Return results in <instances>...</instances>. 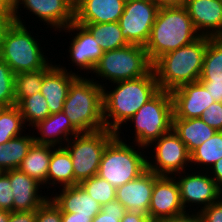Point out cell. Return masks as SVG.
Returning a JSON list of instances; mask_svg holds the SVG:
<instances>
[{"label":"cell","mask_w":222,"mask_h":222,"mask_svg":"<svg viewBox=\"0 0 222 222\" xmlns=\"http://www.w3.org/2000/svg\"><path fill=\"white\" fill-rule=\"evenodd\" d=\"M37 27L38 25L33 27L14 22L5 35L0 52V58L6 62L14 74L45 69L54 60V43H52L51 46L48 42L49 40L43 38L50 34V38L52 39V32L42 29V27ZM42 30L45 31L43 32ZM34 31L37 32L35 33ZM40 32H47L48 35H38ZM48 45L53 50H51ZM49 55L53 58H50Z\"/></svg>","instance_id":"1"},{"label":"cell","mask_w":222,"mask_h":222,"mask_svg":"<svg viewBox=\"0 0 222 222\" xmlns=\"http://www.w3.org/2000/svg\"><path fill=\"white\" fill-rule=\"evenodd\" d=\"M160 88L152 69L147 75L103 87L105 128L117 132Z\"/></svg>","instance_id":"2"},{"label":"cell","mask_w":222,"mask_h":222,"mask_svg":"<svg viewBox=\"0 0 222 222\" xmlns=\"http://www.w3.org/2000/svg\"><path fill=\"white\" fill-rule=\"evenodd\" d=\"M173 115L171 92L160 90L125 122L116 132V136L123 141L146 148L172 130Z\"/></svg>","instance_id":"3"},{"label":"cell","mask_w":222,"mask_h":222,"mask_svg":"<svg viewBox=\"0 0 222 222\" xmlns=\"http://www.w3.org/2000/svg\"><path fill=\"white\" fill-rule=\"evenodd\" d=\"M200 36L184 6L162 7L158 9L145 50L154 64L162 55L188 45Z\"/></svg>","instance_id":"4"},{"label":"cell","mask_w":222,"mask_h":222,"mask_svg":"<svg viewBox=\"0 0 222 222\" xmlns=\"http://www.w3.org/2000/svg\"><path fill=\"white\" fill-rule=\"evenodd\" d=\"M209 36H200L194 42L162 55L154 64L160 90L172 91L187 83L198 82Z\"/></svg>","instance_id":"5"},{"label":"cell","mask_w":222,"mask_h":222,"mask_svg":"<svg viewBox=\"0 0 222 222\" xmlns=\"http://www.w3.org/2000/svg\"><path fill=\"white\" fill-rule=\"evenodd\" d=\"M103 103V88L90 76H78L71 83L63 112L80 133L102 130Z\"/></svg>","instance_id":"6"},{"label":"cell","mask_w":222,"mask_h":222,"mask_svg":"<svg viewBox=\"0 0 222 222\" xmlns=\"http://www.w3.org/2000/svg\"><path fill=\"white\" fill-rule=\"evenodd\" d=\"M152 69L153 63L145 47L129 44L120 49L103 52L90 77L103 88L108 84L143 77Z\"/></svg>","instance_id":"7"},{"label":"cell","mask_w":222,"mask_h":222,"mask_svg":"<svg viewBox=\"0 0 222 222\" xmlns=\"http://www.w3.org/2000/svg\"><path fill=\"white\" fill-rule=\"evenodd\" d=\"M146 156V148L115 136L103 151L97 175L117 188L147 170Z\"/></svg>","instance_id":"8"},{"label":"cell","mask_w":222,"mask_h":222,"mask_svg":"<svg viewBox=\"0 0 222 222\" xmlns=\"http://www.w3.org/2000/svg\"><path fill=\"white\" fill-rule=\"evenodd\" d=\"M58 32L54 33L55 34V35H53L54 40L58 37L61 38V36L63 37L64 34H66L65 36L68 35L67 37H68V40H70V41L66 40L67 38H64L61 42L59 41L60 38H58L54 41V42L57 41V43H58V46L54 48L55 50L61 46L63 48V49L62 48L60 49L61 52H64V50H66L65 53H66L67 60H66L65 56H63L62 57L63 63L59 62L57 64L63 70L73 73L77 76L91 75V73L94 71L96 64L99 62V59L103 55V51L99 47L95 38L91 35V33L83 25H80V24L76 23L75 21L72 22L67 28L60 30ZM59 34H60V36H58ZM56 35H57V37H56ZM64 41H66V42H64ZM59 44H61V45L59 46ZM65 44L67 46L66 48L64 47ZM64 59L68 62L69 66H67V63L64 64V62H66Z\"/></svg>","instance_id":"9"},{"label":"cell","mask_w":222,"mask_h":222,"mask_svg":"<svg viewBox=\"0 0 222 222\" xmlns=\"http://www.w3.org/2000/svg\"><path fill=\"white\" fill-rule=\"evenodd\" d=\"M115 136L116 132L107 128L81 132L64 145L71 155L74 186L98 174L103 151Z\"/></svg>","instance_id":"10"},{"label":"cell","mask_w":222,"mask_h":222,"mask_svg":"<svg viewBox=\"0 0 222 222\" xmlns=\"http://www.w3.org/2000/svg\"><path fill=\"white\" fill-rule=\"evenodd\" d=\"M12 15L15 22L20 24L34 26L38 23L40 27L43 23L42 27L52 34L74 22V8L67 0H14Z\"/></svg>","instance_id":"11"},{"label":"cell","mask_w":222,"mask_h":222,"mask_svg":"<svg viewBox=\"0 0 222 222\" xmlns=\"http://www.w3.org/2000/svg\"><path fill=\"white\" fill-rule=\"evenodd\" d=\"M146 155L147 169L158 176H174L191 168L190 153L173 129L146 147Z\"/></svg>","instance_id":"12"},{"label":"cell","mask_w":222,"mask_h":222,"mask_svg":"<svg viewBox=\"0 0 222 222\" xmlns=\"http://www.w3.org/2000/svg\"><path fill=\"white\" fill-rule=\"evenodd\" d=\"M174 177L185 211L200 212L222 197V190L206 171L190 168Z\"/></svg>","instance_id":"13"},{"label":"cell","mask_w":222,"mask_h":222,"mask_svg":"<svg viewBox=\"0 0 222 222\" xmlns=\"http://www.w3.org/2000/svg\"><path fill=\"white\" fill-rule=\"evenodd\" d=\"M159 7L151 0H126L118 23L129 44H147Z\"/></svg>","instance_id":"14"},{"label":"cell","mask_w":222,"mask_h":222,"mask_svg":"<svg viewBox=\"0 0 222 222\" xmlns=\"http://www.w3.org/2000/svg\"><path fill=\"white\" fill-rule=\"evenodd\" d=\"M185 212L181 203L180 192L174 176H158L154 173L148 216L152 222Z\"/></svg>","instance_id":"15"},{"label":"cell","mask_w":222,"mask_h":222,"mask_svg":"<svg viewBox=\"0 0 222 222\" xmlns=\"http://www.w3.org/2000/svg\"><path fill=\"white\" fill-rule=\"evenodd\" d=\"M173 118H199L215 101L198 81L183 84L171 91Z\"/></svg>","instance_id":"16"},{"label":"cell","mask_w":222,"mask_h":222,"mask_svg":"<svg viewBox=\"0 0 222 222\" xmlns=\"http://www.w3.org/2000/svg\"><path fill=\"white\" fill-rule=\"evenodd\" d=\"M13 192V211H33L49 197L43 186L19 168L4 171ZM43 192V193H42ZM44 194V195H43Z\"/></svg>","instance_id":"17"},{"label":"cell","mask_w":222,"mask_h":222,"mask_svg":"<svg viewBox=\"0 0 222 222\" xmlns=\"http://www.w3.org/2000/svg\"><path fill=\"white\" fill-rule=\"evenodd\" d=\"M184 7L201 36H222V4L219 0H187Z\"/></svg>","instance_id":"18"},{"label":"cell","mask_w":222,"mask_h":222,"mask_svg":"<svg viewBox=\"0 0 222 222\" xmlns=\"http://www.w3.org/2000/svg\"><path fill=\"white\" fill-rule=\"evenodd\" d=\"M154 172L146 170L138 178L116 188V200L126 211L140 212L148 215Z\"/></svg>","instance_id":"19"},{"label":"cell","mask_w":222,"mask_h":222,"mask_svg":"<svg viewBox=\"0 0 222 222\" xmlns=\"http://www.w3.org/2000/svg\"><path fill=\"white\" fill-rule=\"evenodd\" d=\"M31 130L35 143L54 147H63L73 136L80 133L63 111L49 115Z\"/></svg>","instance_id":"20"},{"label":"cell","mask_w":222,"mask_h":222,"mask_svg":"<svg viewBox=\"0 0 222 222\" xmlns=\"http://www.w3.org/2000/svg\"><path fill=\"white\" fill-rule=\"evenodd\" d=\"M54 191L49 197L62 213H77V215L89 216L93 219L101 211L102 206L79 184L61 187Z\"/></svg>","instance_id":"21"},{"label":"cell","mask_w":222,"mask_h":222,"mask_svg":"<svg viewBox=\"0 0 222 222\" xmlns=\"http://www.w3.org/2000/svg\"><path fill=\"white\" fill-rule=\"evenodd\" d=\"M77 77L63 70L57 63L44 74L41 94L47 100L50 115L63 111L71 83Z\"/></svg>","instance_id":"22"},{"label":"cell","mask_w":222,"mask_h":222,"mask_svg":"<svg viewBox=\"0 0 222 222\" xmlns=\"http://www.w3.org/2000/svg\"><path fill=\"white\" fill-rule=\"evenodd\" d=\"M126 0H82L74 8L76 23L118 22Z\"/></svg>","instance_id":"23"},{"label":"cell","mask_w":222,"mask_h":222,"mask_svg":"<svg viewBox=\"0 0 222 222\" xmlns=\"http://www.w3.org/2000/svg\"><path fill=\"white\" fill-rule=\"evenodd\" d=\"M66 186H74L71 155L64 146L55 147L49 162L46 192L49 191L50 195L54 190Z\"/></svg>","instance_id":"24"},{"label":"cell","mask_w":222,"mask_h":222,"mask_svg":"<svg viewBox=\"0 0 222 222\" xmlns=\"http://www.w3.org/2000/svg\"><path fill=\"white\" fill-rule=\"evenodd\" d=\"M54 148L34 142L19 167L22 172L39 182L44 191L47 189V173Z\"/></svg>","instance_id":"25"},{"label":"cell","mask_w":222,"mask_h":222,"mask_svg":"<svg viewBox=\"0 0 222 222\" xmlns=\"http://www.w3.org/2000/svg\"><path fill=\"white\" fill-rule=\"evenodd\" d=\"M172 129L184 142L189 153L216 133L200 118H173Z\"/></svg>","instance_id":"26"},{"label":"cell","mask_w":222,"mask_h":222,"mask_svg":"<svg viewBox=\"0 0 222 222\" xmlns=\"http://www.w3.org/2000/svg\"><path fill=\"white\" fill-rule=\"evenodd\" d=\"M28 131L0 144V168L4 171L18 169L27 156L30 147L35 142L32 130Z\"/></svg>","instance_id":"27"},{"label":"cell","mask_w":222,"mask_h":222,"mask_svg":"<svg viewBox=\"0 0 222 222\" xmlns=\"http://www.w3.org/2000/svg\"><path fill=\"white\" fill-rule=\"evenodd\" d=\"M83 25L95 38L103 52L128 46L118 22L109 23H78Z\"/></svg>","instance_id":"28"},{"label":"cell","mask_w":222,"mask_h":222,"mask_svg":"<svg viewBox=\"0 0 222 222\" xmlns=\"http://www.w3.org/2000/svg\"><path fill=\"white\" fill-rule=\"evenodd\" d=\"M221 158L222 131H216L211 138L201 143L190 153L191 168L208 172L213 164Z\"/></svg>","instance_id":"29"},{"label":"cell","mask_w":222,"mask_h":222,"mask_svg":"<svg viewBox=\"0 0 222 222\" xmlns=\"http://www.w3.org/2000/svg\"><path fill=\"white\" fill-rule=\"evenodd\" d=\"M199 82H222V36L210 37Z\"/></svg>","instance_id":"30"},{"label":"cell","mask_w":222,"mask_h":222,"mask_svg":"<svg viewBox=\"0 0 222 222\" xmlns=\"http://www.w3.org/2000/svg\"><path fill=\"white\" fill-rule=\"evenodd\" d=\"M54 59L45 69L15 74V105L23 98L41 92L44 74L60 59Z\"/></svg>","instance_id":"31"},{"label":"cell","mask_w":222,"mask_h":222,"mask_svg":"<svg viewBox=\"0 0 222 222\" xmlns=\"http://www.w3.org/2000/svg\"><path fill=\"white\" fill-rule=\"evenodd\" d=\"M29 128L26 126L22 114L17 107L13 105L5 107L0 113V144L18 137Z\"/></svg>","instance_id":"32"},{"label":"cell","mask_w":222,"mask_h":222,"mask_svg":"<svg viewBox=\"0 0 222 222\" xmlns=\"http://www.w3.org/2000/svg\"><path fill=\"white\" fill-rule=\"evenodd\" d=\"M17 107L19 108L24 122L29 129L50 115L47 100L41 92L23 98L17 104Z\"/></svg>","instance_id":"33"},{"label":"cell","mask_w":222,"mask_h":222,"mask_svg":"<svg viewBox=\"0 0 222 222\" xmlns=\"http://www.w3.org/2000/svg\"><path fill=\"white\" fill-rule=\"evenodd\" d=\"M79 185L101 206L116 200V188L98 175L82 181Z\"/></svg>","instance_id":"34"},{"label":"cell","mask_w":222,"mask_h":222,"mask_svg":"<svg viewBox=\"0 0 222 222\" xmlns=\"http://www.w3.org/2000/svg\"><path fill=\"white\" fill-rule=\"evenodd\" d=\"M0 104L5 107L15 105V74L0 58Z\"/></svg>","instance_id":"35"},{"label":"cell","mask_w":222,"mask_h":222,"mask_svg":"<svg viewBox=\"0 0 222 222\" xmlns=\"http://www.w3.org/2000/svg\"><path fill=\"white\" fill-rule=\"evenodd\" d=\"M124 206L117 200L104 204L101 211L91 220V222H120L124 213Z\"/></svg>","instance_id":"36"},{"label":"cell","mask_w":222,"mask_h":222,"mask_svg":"<svg viewBox=\"0 0 222 222\" xmlns=\"http://www.w3.org/2000/svg\"><path fill=\"white\" fill-rule=\"evenodd\" d=\"M35 222H62V212L50 197L36 210Z\"/></svg>","instance_id":"37"},{"label":"cell","mask_w":222,"mask_h":222,"mask_svg":"<svg viewBox=\"0 0 222 222\" xmlns=\"http://www.w3.org/2000/svg\"><path fill=\"white\" fill-rule=\"evenodd\" d=\"M199 118L216 131H222V103L214 102Z\"/></svg>","instance_id":"38"},{"label":"cell","mask_w":222,"mask_h":222,"mask_svg":"<svg viewBox=\"0 0 222 222\" xmlns=\"http://www.w3.org/2000/svg\"><path fill=\"white\" fill-rule=\"evenodd\" d=\"M0 209L13 211V192L10 179L3 173L0 176Z\"/></svg>","instance_id":"39"},{"label":"cell","mask_w":222,"mask_h":222,"mask_svg":"<svg viewBox=\"0 0 222 222\" xmlns=\"http://www.w3.org/2000/svg\"><path fill=\"white\" fill-rule=\"evenodd\" d=\"M202 222H222V197L199 212Z\"/></svg>","instance_id":"40"},{"label":"cell","mask_w":222,"mask_h":222,"mask_svg":"<svg viewBox=\"0 0 222 222\" xmlns=\"http://www.w3.org/2000/svg\"><path fill=\"white\" fill-rule=\"evenodd\" d=\"M159 222H202L199 212L185 211L181 214L160 220Z\"/></svg>","instance_id":"41"},{"label":"cell","mask_w":222,"mask_h":222,"mask_svg":"<svg viewBox=\"0 0 222 222\" xmlns=\"http://www.w3.org/2000/svg\"><path fill=\"white\" fill-rule=\"evenodd\" d=\"M14 22L12 13H0V52L5 35Z\"/></svg>","instance_id":"42"},{"label":"cell","mask_w":222,"mask_h":222,"mask_svg":"<svg viewBox=\"0 0 222 222\" xmlns=\"http://www.w3.org/2000/svg\"><path fill=\"white\" fill-rule=\"evenodd\" d=\"M36 210L33 211H12L9 222H35Z\"/></svg>","instance_id":"43"},{"label":"cell","mask_w":222,"mask_h":222,"mask_svg":"<svg viewBox=\"0 0 222 222\" xmlns=\"http://www.w3.org/2000/svg\"><path fill=\"white\" fill-rule=\"evenodd\" d=\"M215 102L222 103V82H200Z\"/></svg>","instance_id":"44"},{"label":"cell","mask_w":222,"mask_h":222,"mask_svg":"<svg viewBox=\"0 0 222 222\" xmlns=\"http://www.w3.org/2000/svg\"><path fill=\"white\" fill-rule=\"evenodd\" d=\"M120 222H152L150 217L140 212L126 211Z\"/></svg>","instance_id":"45"},{"label":"cell","mask_w":222,"mask_h":222,"mask_svg":"<svg viewBox=\"0 0 222 222\" xmlns=\"http://www.w3.org/2000/svg\"><path fill=\"white\" fill-rule=\"evenodd\" d=\"M208 173L215 180L217 186L222 190V158L213 164Z\"/></svg>","instance_id":"46"},{"label":"cell","mask_w":222,"mask_h":222,"mask_svg":"<svg viewBox=\"0 0 222 222\" xmlns=\"http://www.w3.org/2000/svg\"><path fill=\"white\" fill-rule=\"evenodd\" d=\"M89 216L77 215V213H62V222H91Z\"/></svg>","instance_id":"47"},{"label":"cell","mask_w":222,"mask_h":222,"mask_svg":"<svg viewBox=\"0 0 222 222\" xmlns=\"http://www.w3.org/2000/svg\"><path fill=\"white\" fill-rule=\"evenodd\" d=\"M159 8L162 7H182L185 6L187 0H151Z\"/></svg>","instance_id":"48"},{"label":"cell","mask_w":222,"mask_h":222,"mask_svg":"<svg viewBox=\"0 0 222 222\" xmlns=\"http://www.w3.org/2000/svg\"><path fill=\"white\" fill-rule=\"evenodd\" d=\"M14 0H0V13H13Z\"/></svg>","instance_id":"49"},{"label":"cell","mask_w":222,"mask_h":222,"mask_svg":"<svg viewBox=\"0 0 222 222\" xmlns=\"http://www.w3.org/2000/svg\"><path fill=\"white\" fill-rule=\"evenodd\" d=\"M10 211L0 209V222H9Z\"/></svg>","instance_id":"50"},{"label":"cell","mask_w":222,"mask_h":222,"mask_svg":"<svg viewBox=\"0 0 222 222\" xmlns=\"http://www.w3.org/2000/svg\"><path fill=\"white\" fill-rule=\"evenodd\" d=\"M75 8L82 0H67Z\"/></svg>","instance_id":"51"},{"label":"cell","mask_w":222,"mask_h":222,"mask_svg":"<svg viewBox=\"0 0 222 222\" xmlns=\"http://www.w3.org/2000/svg\"><path fill=\"white\" fill-rule=\"evenodd\" d=\"M4 108H5V106H3V105L0 104V113H1V111H2Z\"/></svg>","instance_id":"52"},{"label":"cell","mask_w":222,"mask_h":222,"mask_svg":"<svg viewBox=\"0 0 222 222\" xmlns=\"http://www.w3.org/2000/svg\"><path fill=\"white\" fill-rule=\"evenodd\" d=\"M4 173V170L0 168V176Z\"/></svg>","instance_id":"53"}]
</instances>
